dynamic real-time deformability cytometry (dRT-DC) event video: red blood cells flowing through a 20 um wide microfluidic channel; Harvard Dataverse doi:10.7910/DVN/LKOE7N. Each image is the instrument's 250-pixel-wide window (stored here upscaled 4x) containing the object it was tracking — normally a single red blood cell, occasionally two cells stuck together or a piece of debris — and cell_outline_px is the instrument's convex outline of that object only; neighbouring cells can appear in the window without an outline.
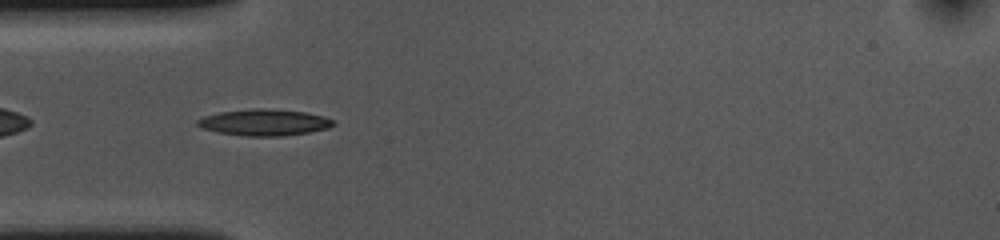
{"species": "common noctule bat (a hibernating species)", "species_latin": "Nyctalus noctula", "temperature_condition": "cold", "stored_images_in_passage": 42, "camera_frame_rate_fps": 3000, "um_per_image_px": 0.085, "animal": {"sex": "female", "body_mass_g": 10.0, "forearm_length_mm": 53.1}, "frame": {"image": 1, "passage_image": 3, "time_ms": 0.667, "image_size_px": [1000, 240], "cell_outline_px": [[336, 124], [328, 128], [308, 132], [284, 136], [244, 136], [216, 132], [204, 128], [196, 124], [196, 120], [204, 116], [220, 112], [252, 108], [268, 108], [304, 112], [324, 116], [336, 120]], "centroid_in_image_um": [22.48, 10.4], "position_along_channel_um": 62.5, "area_um2": 21.04}}
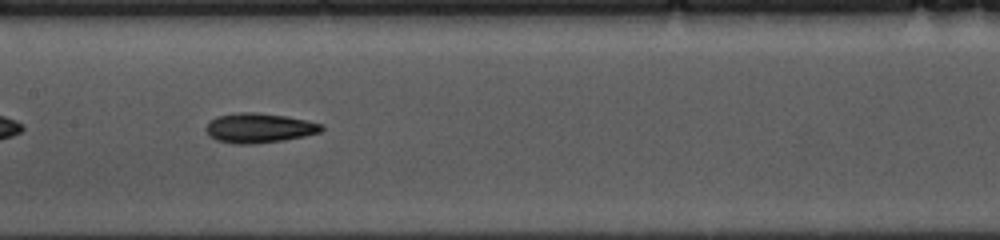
{"frame": {"image": 2, "passage_image": 13, "time_ms": 4.0, "image_size_px": [1000, 240], "cell_outline_px": [[324, 128], [320, 132], [304, 136], [284, 140], [256, 144], [236, 144], [216, 140], [208, 136], [204, 128], [216, 116], [236, 112], [252, 112], [284, 116], [324, 124]], "centroid_in_image_um": [21.99, 10.89], "position_along_channel_um": 185.4, "area_um2": 20.0}}
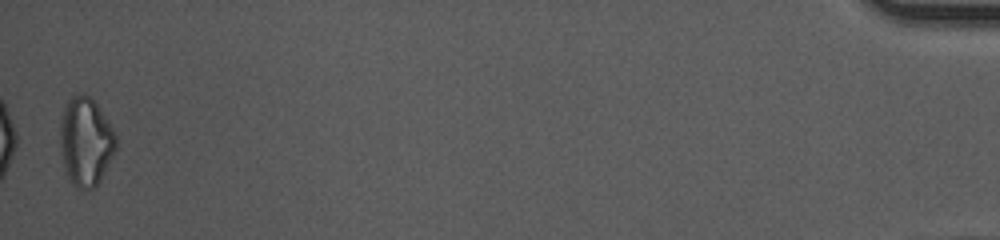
{"frame": {"image": 3, "passage_image": 41, "time_ms": 13.333, "image_size_px": [1000, 240], "cell_outline_px": [[116, 148], [96, 188], [76, 188], [72, 184], [64, 168], [60, 144], [60, 124], [64, 104], [72, 96], [80, 92], [88, 96], [96, 104], [112, 128], [116, 136]], "centroid_in_image_um": [7.26, 12.03], "position_along_channel_um": 427.9, "area_um2": 28.55}, "authors_computed_cell_mechanics": {"area_um2": 19.2763, "velocity_mm_per_s": 3.6678, "shape_relaxation_time_tau1_ms": 3.9427, "shape_relaxation_time_tau2_ms": 11.2333, "deformation_change_tau1": 0.1412, "deformation_change_tau2": 0.2116}}